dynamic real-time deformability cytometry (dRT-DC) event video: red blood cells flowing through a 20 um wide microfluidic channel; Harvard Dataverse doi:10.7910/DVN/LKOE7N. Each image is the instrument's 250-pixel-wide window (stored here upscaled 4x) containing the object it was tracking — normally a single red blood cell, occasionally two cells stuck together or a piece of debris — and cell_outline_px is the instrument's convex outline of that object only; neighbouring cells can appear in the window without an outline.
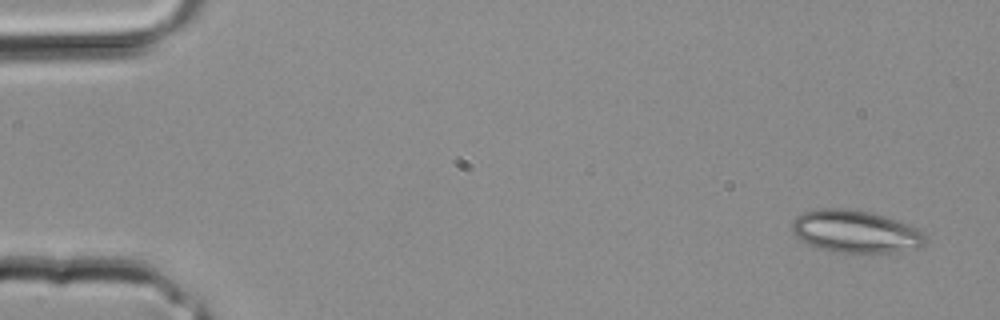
{"species": "common noctule bat (a hibernating species)", "species_latin": "Nyctalus noctula", "temperature_condition": "room temperature", "stored_images_in_passage": 3, "camera_frame_rate_fps": 3000, "um_per_image_px": 0.085, "animal": {"sex": "male", "body_mass_g": 20.4}, "frame": {"image": 1, "passage_image": 1, "time_ms": 0.0, "image_size_px": [1000, 320], "cell_outline_px": [[928, 240], [920, 248], [896, 252], [868, 256], [836, 252], [820, 248], [800, 240], [792, 232], [792, 224], [796, 216], [804, 212], [820, 208], [852, 208], [884, 216], [908, 224], [924, 232]], "centroid_in_image_um": [72.77, 19.72], "position_along_channel_um": 12.2, "area_um2": 33.93}}